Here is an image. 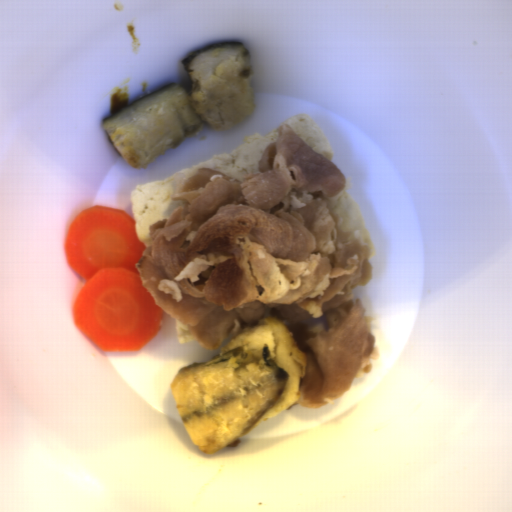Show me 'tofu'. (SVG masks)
I'll use <instances>...</instances> for the list:
<instances>
[{
	"instance_id": "31d398ca",
	"label": "tofu",
	"mask_w": 512,
	"mask_h": 512,
	"mask_svg": "<svg viewBox=\"0 0 512 512\" xmlns=\"http://www.w3.org/2000/svg\"><path fill=\"white\" fill-rule=\"evenodd\" d=\"M287 123L317 153L332 162L334 153L324 134L307 115H295Z\"/></svg>"
},
{
	"instance_id": "ead7c124",
	"label": "tofu",
	"mask_w": 512,
	"mask_h": 512,
	"mask_svg": "<svg viewBox=\"0 0 512 512\" xmlns=\"http://www.w3.org/2000/svg\"><path fill=\"white\" fill-rule=\"evenodd\" d=\"M353 188V182L350 179H344V190L330 202L331 208L341 219L342 231L359 233L362 239L368 243L371 249V258L375 254L374 246L367 232L363 214L351 196Z\"/></svg>"
},
{
	"instance_id": "5b9d583a",
	"label": "tofu",
	"mask_w": 512,
	"mask_h": 512,
	"mask_svg": "<svg viewBox=\"0 0 512 512\" xmlns=\"http://www.w3.org/2000/svg\"><path fill=\"white\" fill-rule=\"evenodd\" d=\"M280 125L266 133L245 137L233 150L223 151L204 163L178 173L195 172L200 168H214L234 179L248 178L258 169L267 146L277 140ZM178 173L165 180L137 186L130 192L136 236L146 248L151 241L149 227L159 219L171 215L179 206L171 199L173 180Z\"/></svg>"
}]
</instances>
